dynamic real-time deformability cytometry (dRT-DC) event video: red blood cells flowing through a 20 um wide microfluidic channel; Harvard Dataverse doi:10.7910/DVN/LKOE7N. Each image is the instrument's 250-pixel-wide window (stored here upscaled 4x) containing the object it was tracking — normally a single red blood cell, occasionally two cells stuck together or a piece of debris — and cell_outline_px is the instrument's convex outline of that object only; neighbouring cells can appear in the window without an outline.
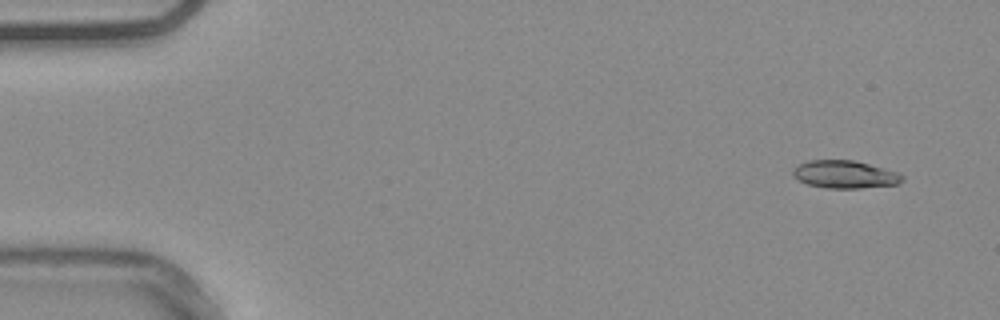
{"species": "common noctule bat (a hibernating species)", "species_latin": "Nyctalus noctula", "temperature_condition": "warm", "stored_images_in_passage": 13, "camera_frame_rate_fps": 3000, "um_per_image_px": 0.085, "animal": {"sex": "male", "body_mass_g": 20.4}, "frame": {"image": 1, "passage_image": 1, "time_ms": 0.0, "image_size_px": [1000, 320], "cell_outline_px": [[904, 180], [896, 184], [860, 188], [828, 188], [808, 184], [792, 176], [792, 168], [808, 160], [852, 160], [868, 164], [896, 172], [904, 176]], "centroid_in_image_um": [71.77, 14.82], "position_along_channel_um": 13.2, "area_um2": 17.46}}